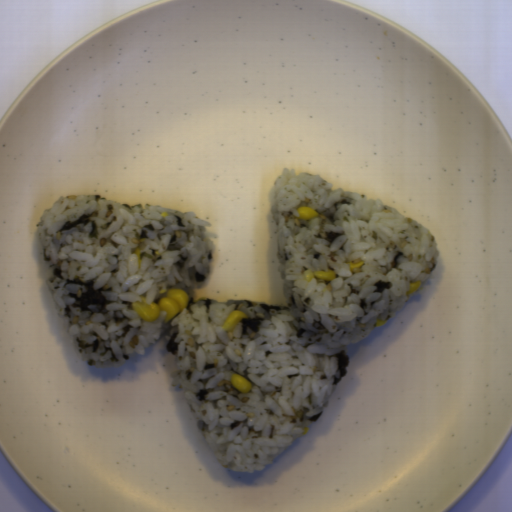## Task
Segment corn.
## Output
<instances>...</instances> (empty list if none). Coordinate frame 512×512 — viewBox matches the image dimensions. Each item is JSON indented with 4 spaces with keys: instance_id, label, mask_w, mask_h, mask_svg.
I'll return each instance as SVG.
<instances>
[{
    "instance_id": "6",
    "label": "corn",
    "mask_w": 512,
    "mask_h": 512,
    "mask_svg": "<svg viewBox=\"0 0 512 512\" xmlns=\"http://www.w3.org/2000/svg\"><path fill=\"white\" fill-rule=\"evenodd\" d=\"M409 285H410V289L408 291H406V296L411 295L414 292H416L421 287L422 281L417 280L415 282H409Z\"/></svg>"
},
{
    "instance_id": "7",
    "label": "corn",
    "mask_w": 512,
    "mask_h": 512,
    "mask_svg": "<svg viewBox=\"0 0 512 512\" xmlns=\"http://www.w3.org/2000/svg\"><path fill=\"white\" fill-rule=\"evenodd\" d=\"M350 267V272L354 273V269H361L364 265V261L358 262V263H347Z\"/></svg>"
},
{
    "instance_id": "2",
    "label": "corn",
    "mask_w": 512,
    "mask_h": 512,
    "mask_svg": "<svg viewBox=\"0 0 512 512\" xmlns=\"http://www.w3.org/2000/svg\"><path fill=\"white\" fill-rule=\"evenodd\" d=\"M305 280L310 282L313 278L332 281L336 278V271L328 267V270H305L303 271Z\"/></svg>"
},
{
    "instance_id": "1",
    "label": "corn",
    "mask_w": 512,
    "mask_h": 512,
    "mask_svg": "<svg viewBox=\"0 0 512 512\" xmlns=\"http://www.w3.org/2000/svg\"><path fill=\"white\" fill-rule=\"evenodd\" d=\"M142 302L130 303L135 313L145 322H154L161 312H168L163 323H168L178 313H182L190 302L189 295L182 288H168L166 296H161L158 304L146 302L147 295H139Z\"/></svg>"
},
{
    "instance_id": "3",
    "label": "corn",
    "mask_w": 512,
    "mask_h": 512,
    "mask_svg": "<svg viewBox=\"0 0 512 512\" xmlns=\"http://www.w3.org/2000/svg\"><path fill=\"white\" fill-rule=\"evenodd\" d=\"M230 384L233 388L244 394L250 392L252 387V382L250 380L236 372L231 374Z\"/></svg>"
},
{
    "instance_id": "8",
    "label": "corn",
    "mask_w": 512,
    "mask_h": 512,
    "mask_svg": "<svg viewBox=\"0 0 512 512\" xmlns=\"http://www.w3.org/2000/svg\"><path fill=\"white\" fill-rule=\"evenodd\" d=\"M388 320H389V319H387V320H381V319H378V318H377V320H376V324H375V327L377 328V327H379V326L384 325Z\"/></svg>"
},
{
    "instance_id": "4",
    "label": "corn",
    "mask_w": 512,
    "mask_h": 512,
    "mask_svg": "<svg viewBox=\"0 0 512 512\" xmlns=\"http://www.w3.org/2000/svg\"><path fill=\"white\" fill-rule=\"evenodd\" d=\"M242 319H250L244 311L233 310L229 313L226 321L222 324L225 331H234L238 322Z\"/></svg>"
},
{
    "instance_id": "5",
    "label": "corn",
    "mask_w": 512,
    "mask_h": 512,
    "mask_svg": "<svg viewBox=\"0 0 512 512\" xmlns=\"http://www.w3.org/2000/svg\"><path fill=\"white\" fill-rule=\"evenodd\" d=\"M297 212L299 214V216H297V219H299L300 221L316 218L319 217L320 215V213L315 211L313 208L303 205L297 208Z\"/></svg>"
}]
</instances>
